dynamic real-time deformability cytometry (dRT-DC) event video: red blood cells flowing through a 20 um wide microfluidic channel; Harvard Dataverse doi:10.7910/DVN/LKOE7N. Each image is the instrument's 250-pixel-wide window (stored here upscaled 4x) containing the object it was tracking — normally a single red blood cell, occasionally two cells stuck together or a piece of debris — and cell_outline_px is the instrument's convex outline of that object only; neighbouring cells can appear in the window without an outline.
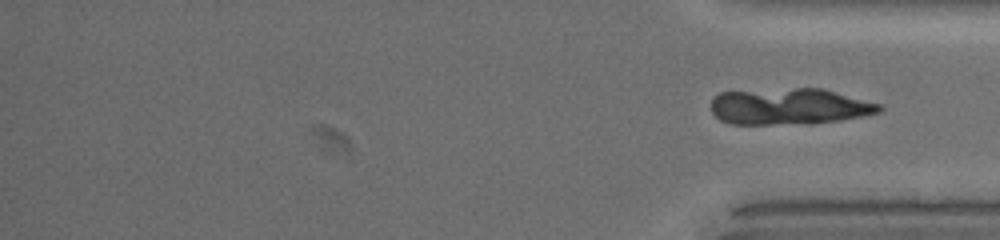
{"species": "common noctule bat (a hibernating species)", "species_latin": "Nyctalus noctula", "temperature_condition": "warm", "stored_images_in_passage": 31, "segment_of_instrument_passage": [2, 2], "camera_frame_rate_fps": 3000, "um_per_image_px": 0.085, "animal": {"sex": "female", "body_mass_g": 19.5, "forearm_length_mm": 54.1}, "frame": {"image": 1, "passage_image": 31, "time_ms": 19.0, "image_size_px": [1000, 240], "cell_outline_px": [[884, 108], [880, 112], [840, 120], [812, 124], [728, 124], [720, 120], [712, 112], [712, 100], [720, 92], [796, 88], [824, 88], [880, 104]], "centroid_in_image_um": [67.11, 9.06], "position_along_channel_um": 368.1, "area_um2": 35.72}}